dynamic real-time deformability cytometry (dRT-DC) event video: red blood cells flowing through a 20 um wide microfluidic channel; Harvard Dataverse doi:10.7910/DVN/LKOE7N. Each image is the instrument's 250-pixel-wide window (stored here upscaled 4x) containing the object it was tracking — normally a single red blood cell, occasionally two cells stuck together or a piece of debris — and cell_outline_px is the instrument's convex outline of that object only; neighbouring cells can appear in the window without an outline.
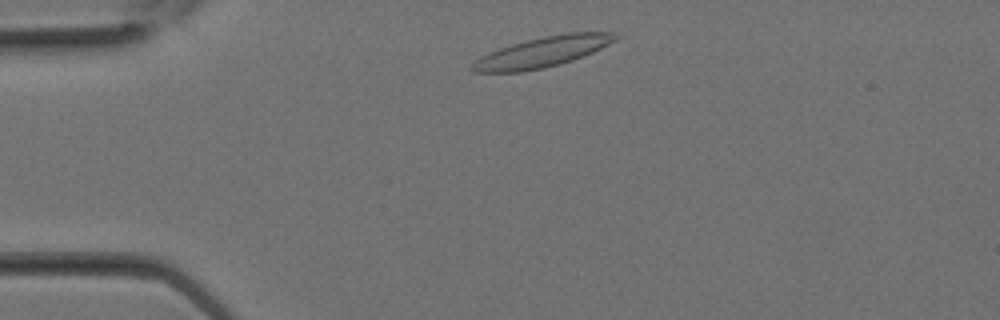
{"species": "Egyptian fruit bat (a non-hibernating species)", "species_latin": "Rousettus aegyptiacus", "temperature_condition": "room temperature", "stored_images_in_passage": 6, "camera_frame_rate_fps": 3000, "um_per_image_px": 0.085, "animal": {"sex": "female"}, "frame": {"image": 1, "passage_image": 2, "time_ms": 0.333, "image_size_px": [1000, 320], "cell_outline_px": [[624, 36], [584, 56], [560, 64], [544, 68], [520, 72], [472, 72], [468, 68], [480, 56], [488, 52], [524, 40], [544, 36], [568, 32], [616, 32]], "centroid_in_image_um": [46.12, 4.41], "position_along_channel_um": 38.9, "area_um2": 25.55}}